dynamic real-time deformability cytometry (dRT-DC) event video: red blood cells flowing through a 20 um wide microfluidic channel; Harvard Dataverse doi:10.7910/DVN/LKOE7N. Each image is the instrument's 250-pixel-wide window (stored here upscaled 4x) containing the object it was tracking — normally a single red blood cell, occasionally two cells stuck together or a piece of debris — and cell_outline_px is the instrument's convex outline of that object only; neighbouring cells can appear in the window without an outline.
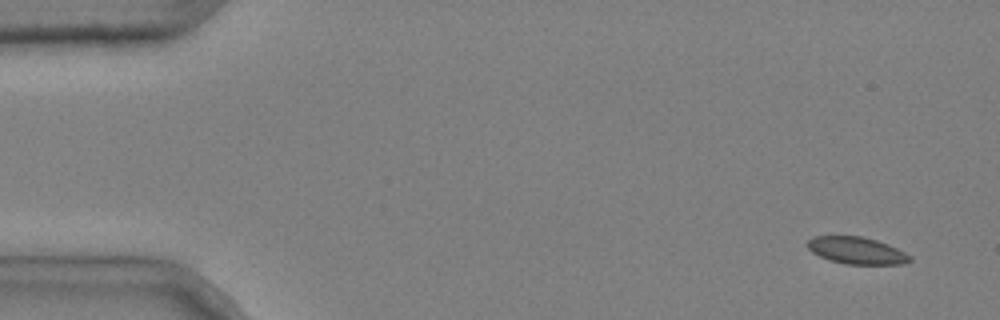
{"species": "common noctule bat (a hibernating species)", "species_latin": "Nyctalus noctula", "temperature_condition": "cold", "stored_images_in_passage": 8, "camera_frame_rate_fps": 3000, "um_per_image_px": 0.085, "animal": {"sex": "male", "body_mass_g": 20.4}, "frame": {"image": 1, "passage_image": 1, "time_ms": 0.0, "image_size_px": [1000, 320], "cell_outline_px": [[912, 260], [904, 264], [844, 264], [828, 260], [812, 252], [804, 244], [812, 236], [860, 236], [876, 240], [888, 244], [912, 256]], "centroid_in_image_um": [72.79, 21.29], "position_along_channel_um": 12.2, "area_um2": 16.24}}
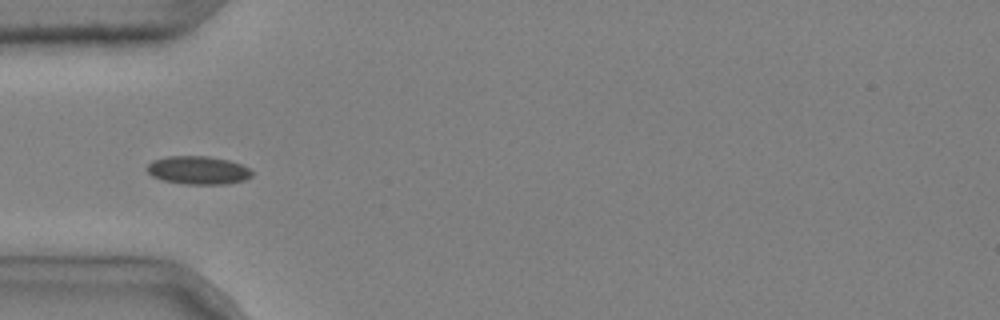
{"frame": {"image": 2, "passage_image": 5, "time_ms": 1.333, "image_size_px": [1000, 320], "cell_outline_px": [[252, 176], [244, 180], [228, 184], [184, 184], [164, 180], [152, 176], [144, 168], [152, 160], [168, 156], [208, 156], [228, 160], [240, 164], [248, 168], [252, 172]], "centroid_in_image_um": [16.81, 14.47], "position_along_channel_um": 68.2, "area_um2": 17.28}}